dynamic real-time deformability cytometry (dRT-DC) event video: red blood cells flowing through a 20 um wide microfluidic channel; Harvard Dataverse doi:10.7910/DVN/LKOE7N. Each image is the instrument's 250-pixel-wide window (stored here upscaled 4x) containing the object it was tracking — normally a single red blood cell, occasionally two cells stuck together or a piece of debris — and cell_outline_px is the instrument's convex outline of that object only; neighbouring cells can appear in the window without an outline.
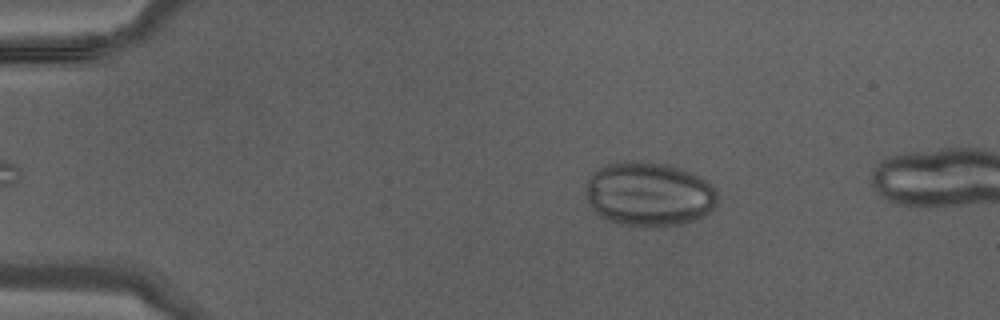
{"species": "Egyptian fruit bat (a non-hibernating species)", "species_latin": "Rousettus aegyptiacus", "temperature_condition": "warm", "stored_images_in_passage": 11, "camera_frame_rate_fps": 3000, "um_per_image_px": 0.085, "animal": {"sex": "male"}, "frame": {"image": 1, "passage_image": 7, "time_ms": 2.0, "image_size_px": [1000, 320], "cell_outline_px": [[716, 208], [712, 212], [704, 216], [680, 224], [660, 228], [640, 228], [620, 224], [608, 220], [600, 216], [592, 208], [588, 200], [588, 180], [604, 164], [636, 160], [664, 164], [680, 168], [692, 172], [708, 180], [716, 192]], "centroid_in_image_um": [55.21, 16.53], "position_along_channel_um": 29.8, "area_um2": 49.71}}